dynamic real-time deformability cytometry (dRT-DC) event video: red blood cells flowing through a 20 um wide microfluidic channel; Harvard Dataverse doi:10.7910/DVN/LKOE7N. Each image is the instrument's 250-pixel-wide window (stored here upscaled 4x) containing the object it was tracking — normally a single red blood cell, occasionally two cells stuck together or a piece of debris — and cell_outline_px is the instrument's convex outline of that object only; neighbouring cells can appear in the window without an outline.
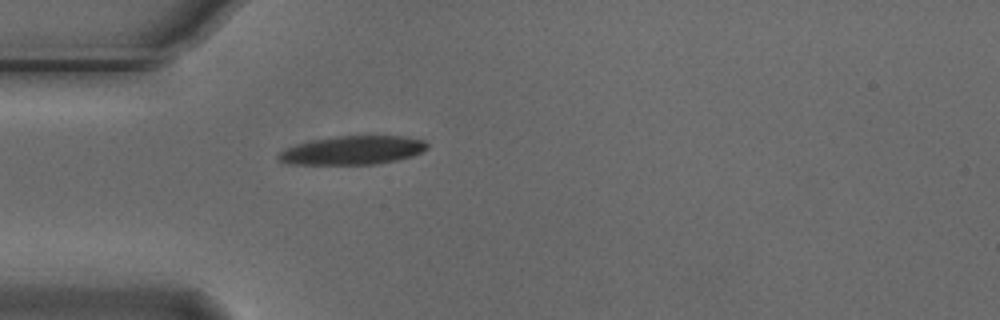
{"species": "Egyptian fruit bat (a non-hibernating species)", "species_latin": "Rousettus aegyptiacus", "temperature_condition": "cold", "stored_images_in_passage": 40, "camera_frame_rate_fps": 3000, "um_per_image_px": 0.085, "animal": {"sex": "male"}, "frame": {"image": 1, "passage_image": 1, "time_ms": 0.0, "image_size_px": [1000, 320], "cell_outline_px": [[428, 148], [412, 156], [396, 160], [376, 164], [288, 164], [280, 160], [276, 156], [280, 152], [296, 144], [312, 140], [336, 136], [404, 136], [424, 140], [428, 144]], "centroid_in_image_um": [29.99, 12.77], "position_along_channel_um": 55.0, "area_um2": 24.68}}
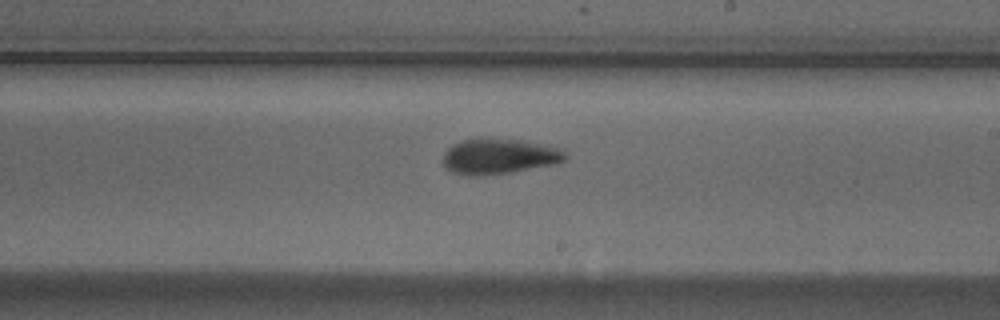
{"frame": {"image": 2, "passage_image": 17, "time_ms": 5.333, "image_size_px": [1000, 320], "cell_outline_px": [[568, 156], [564, 160], [556, 164], [508, 172], [472, 176], [468, 176], [452, 172], [444, 168], [440, 160], [444, 152], [452, 144], [460, 140], [480, 136], [524, 140], [560, 148]], "centroid_in_image_um": [42.34, 13.25], "position_along_channel_um": 246.7, "area_um2": 25.89}}
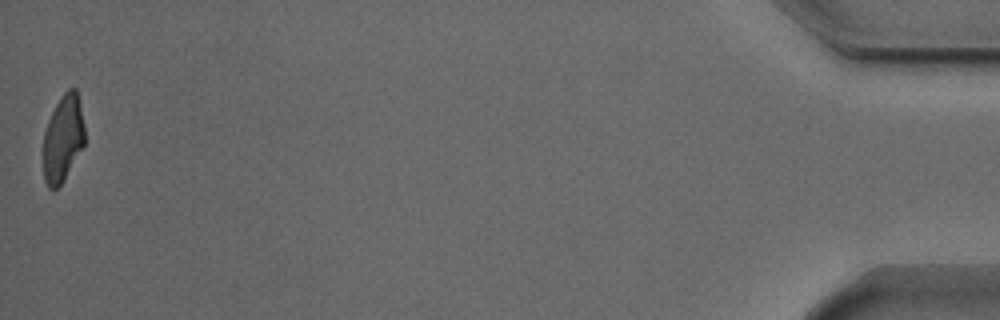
{"frame": {"image": 3, "passage_image": 40, "time_ms": 13.0, "image_size_px": [1000, 320], "cell_outline_px": [[84, 144], [64, 180], [56, 188], [48, 188], [44, 180], [44, 132], [48, 120], [60, 96], [68, 88], [76, 88], [80, 104], [84, 124]], "centroid_in_image_um": [5.35, 11.74], "position_along_channel_um": 429.8, "area_um2": 20.75}, "authors_computed_cell_mechanics": {"area_um2": 24.0159, "velocity_mm_per_s": 3.7122, "shape_relaxation_time_tau1_ms": 5.2618, "shape_relaxation_time_tau2_ms": 4.3176, "deformation_change_tau1": 0.2086, "deformation_change_tau2": 0.1155}}